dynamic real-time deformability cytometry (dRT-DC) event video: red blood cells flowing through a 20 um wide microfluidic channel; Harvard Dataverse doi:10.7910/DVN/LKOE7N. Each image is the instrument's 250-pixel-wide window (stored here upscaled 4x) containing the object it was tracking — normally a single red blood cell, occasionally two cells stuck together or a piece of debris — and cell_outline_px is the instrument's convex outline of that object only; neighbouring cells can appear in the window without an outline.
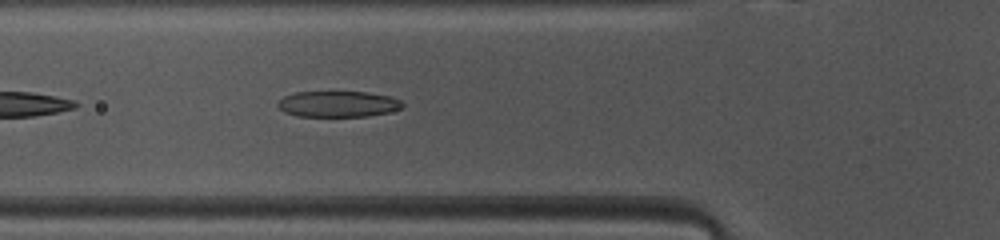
{"species": "common noctule bat (a hibernating species)", "species_latin": "Nyctalus noctula", "temperature_condition": "warm", "stored_images_in_passage": 18, "camera_frame_rate_fps": 3000, "um_per_image_px": 0.085, "animal": {"sex": "female", "body_mass_g": 10.0, "forearm_length_mm": 53.1}, "frame": {"image": 1, "passage_image": 6, "time_ms": 1.667, "image_size_px": [1000, 240], "cell_outline_px": [[404, 108], [388, 112], [368, 116], [296, 116], [284, 112], [276, 104], [284, 96], [296, 92], [364, 92], [388, 96], [400, 100], [404, 104]], "centroid_in_image_um": [28.73, 8.84], "position_along_channel_um": 97.1, "area_um2": 18.79}}